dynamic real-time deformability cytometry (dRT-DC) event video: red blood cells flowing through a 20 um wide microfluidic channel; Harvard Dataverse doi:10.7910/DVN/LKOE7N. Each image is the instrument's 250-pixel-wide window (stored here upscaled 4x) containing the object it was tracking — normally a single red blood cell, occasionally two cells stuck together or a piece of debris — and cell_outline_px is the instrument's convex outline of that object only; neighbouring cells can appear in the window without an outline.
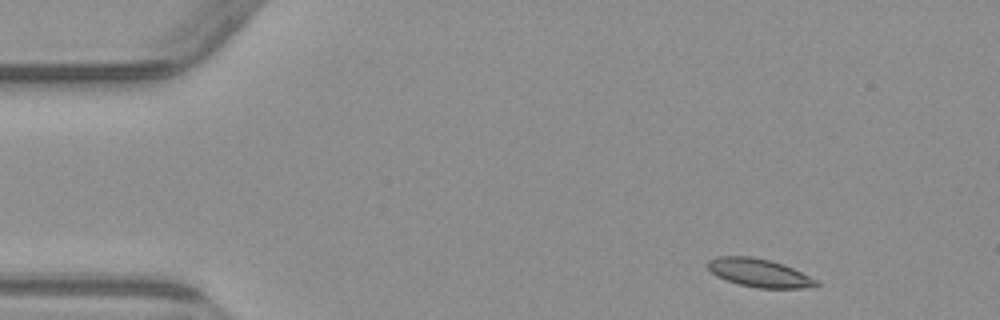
{"species": "common noctule bat (a hibernating species)", "species_latin": "Nyctalus noctula", "temperature_condition": "warm", "stored_images_in_passage": 3, "camera_frame_rate_fps": 3000, "um_per_image_px": 0.085, "animal": {"sex": "male", "body_mass_g": 23.1, "forearm_length_mm": 52.7}, "frame": {"image": 1, "passage_image": 1, "time_ms": 0.0, "image_size_px": [1000, 320], "cell_outline_px": [[820, 284], [816, 288], [756, 288], [740, 284], [716, 276], [704, 264], [708, 260], [716, 256], [752, 256], [784, 264], [816, 280]], "centroid_in_image_um": [64.51, 23.19], "position_along_channel_um": 20.5, "area_um2": 17.92}}
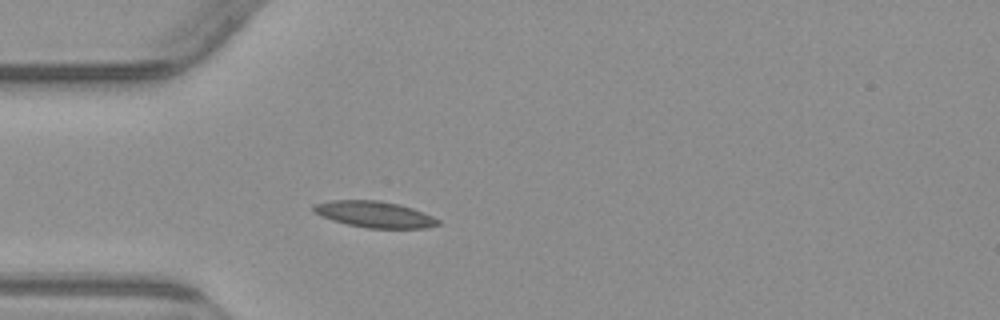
{"frame": {"image": 2, "passage_image": 3, "time_ms": 3.0, "image_size_px": [1000, 320], "cell_outline_px": [[440, 224], [424, 228], [368, 228], [348, 224], [332, 220], [320, 216], [312, 208], [312, 204], [332, 200], [380, 200], [412, 208], [424, 212], [440, 220]], "centroid_in_image_um": [31.82, 18.21], "position_along_channel_um": 53.2, "area_um2": 18.96}}